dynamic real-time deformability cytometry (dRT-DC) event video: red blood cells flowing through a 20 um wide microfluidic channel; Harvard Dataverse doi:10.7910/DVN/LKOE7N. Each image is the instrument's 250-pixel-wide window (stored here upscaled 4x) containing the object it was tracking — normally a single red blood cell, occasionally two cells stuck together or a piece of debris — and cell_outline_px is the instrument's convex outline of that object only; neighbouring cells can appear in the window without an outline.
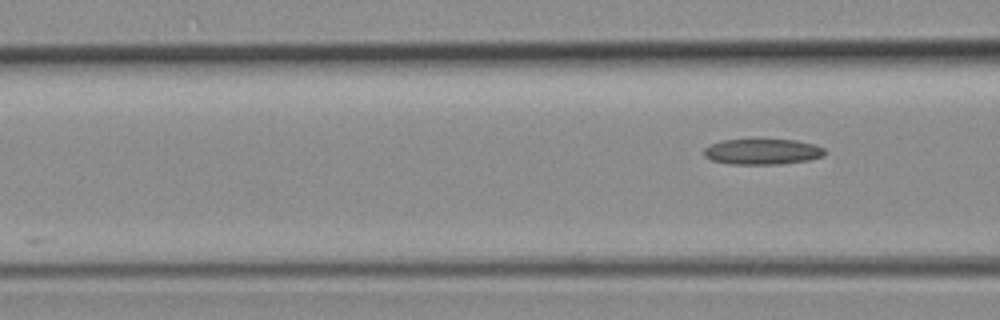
{"species": "common noctule bat (a hibernating species)", "species_latin": "Nyctalus noctula", "temperature_condition": "room temperature", "stored_images_in_passage": 6, "camera_frame_rate_fps": 3000, "um_per_image_px": 0.085, "animal": {"sex": "female", "body_mass_g": 19.3, "forearm_length_mm": 54.1}, "frame": {"image": 1, "passage_image": 6, "time_ms": 6.0, "image_size_px": [1000, 320], "cell_outline_px": [[824, 156], [808, 160], [780, 164], [728, 164], [712, 160], [704, 156], [704, 148], [712, 144], [724, 140], [760, 136], [796, 140], [816, 144], [824, 148]], "centroid_in_image_um": [64.81, 12.84], "position_along_channel_um": 101.8, "area_um2": 19.02}}